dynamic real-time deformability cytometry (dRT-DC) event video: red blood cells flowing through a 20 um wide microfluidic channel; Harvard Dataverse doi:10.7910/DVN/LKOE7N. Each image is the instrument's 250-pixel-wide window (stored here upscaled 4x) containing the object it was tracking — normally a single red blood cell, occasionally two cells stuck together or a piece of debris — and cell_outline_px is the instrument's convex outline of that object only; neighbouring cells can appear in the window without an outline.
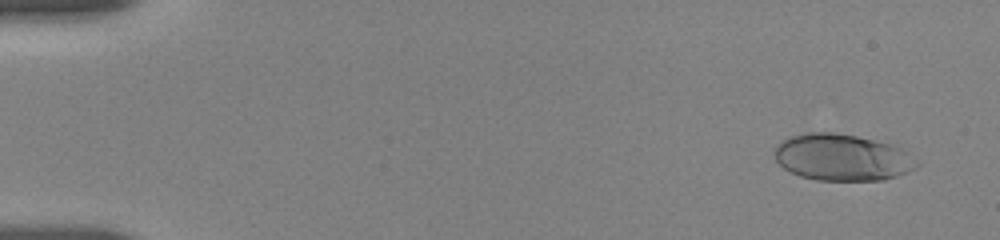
{"species": "human", "species_latin": "Homo sapiens", "temperature_condition": "room temperature", "stored_images_in_passage": 21, "camera_frame_rate_fps": 3000, "um_per_image_px": 0.085, "donor": {"sex": "female"}, "frame": {"image": 1, "passage_image": 2, "time_ms": 0.667, "image_size_px": [1000, 240], "cell_outline_px": [[920, 164], [916, 168], [896, 176], [884, 180], [816, 180], [800, 176], [784, 168], [776, 160], [776, 148], [788, 136], [804, 132], [832, 132], [856, 136], [888, 144], [900, 148], [916, 160]], "centroid_in_image_um": [71.57, 13.38], "position_along_channel_um": 13.4, "area_um2": 38.21}}
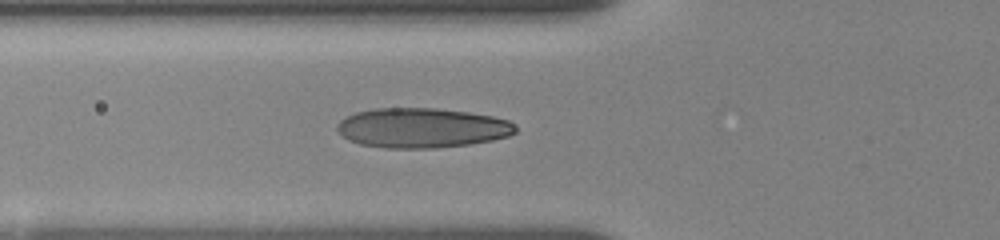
{"frame": {"image": 2, "passage_image": 13, "time_ms": 6.333, "image_size_px": [1000, 240], "cell_outline_px": [[516, 132], [508, 136], [492, 140], [468, 144], [436, 148], [388, 148], [360, 144], [348, 140], [336, 128], [336, 124], [340, 120], [356, 112], [372, 108], [436, 108], [468, 112], [492, 116], [508, 120], [516, 124]], "centroid_in_image_um": [35.86, 10.86], "position_along_channel_um": 89.9, "area_um2": 41.38}}
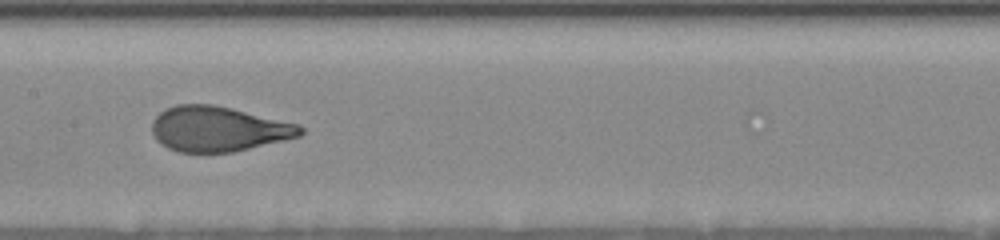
{"frame": {"image": 3, "passage_image": 19, "time_ms": 9.0, "image_size_px": [1000, 240], "cell_outline_px": [[304, 132], [300, 136], [232, 152], [176, 152], [160, 144], [156, 140], [152, 132], [152, 120], [164, 108], [176, 104], [212, 104], [232, 108], [300, 124], [304, 128]], "centroid_in_image_um": [18.53, 10.95], "position_along_channel_um": 188.9, "area_um2": 39.19}}